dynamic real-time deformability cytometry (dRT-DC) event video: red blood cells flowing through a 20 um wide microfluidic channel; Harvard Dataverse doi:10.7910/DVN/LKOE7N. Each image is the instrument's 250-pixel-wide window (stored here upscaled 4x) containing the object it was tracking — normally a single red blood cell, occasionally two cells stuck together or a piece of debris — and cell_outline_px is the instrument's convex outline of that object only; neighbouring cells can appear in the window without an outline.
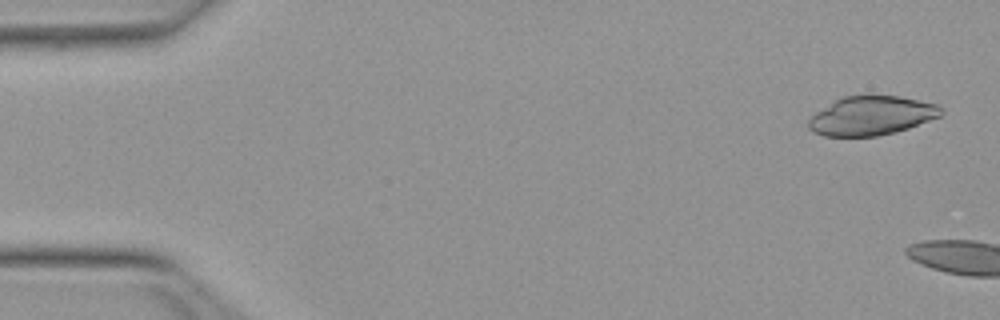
{"species": "Egyptian fruit bat (a non-hibernating species)", "species_latin": "Rousettus aegyptiacus", "temperature_condition": "warm", "stored_images_in_passage": 5, "camera_frame_rate_fps": 3000, "um_per_image_px": 0.085, "animal": {"sex": "female"}, "frame": {"image": 1, "passage_image": 2, "time_ms": 0.333, "image_size_px": [1000, 320], "cell_outline_px": [[944, 112], [940, 116], [908, 128], [896, 132], [876, 136], [824, 136], [812, 132], [808, 128], [808, 120], [816, 112], [836, 100], [844, 96], [900, 96], [940, 104], [944, 108]], "centroid_in_image_um": [74.11, 9.84], "position_along_channel_um": 10.9, "area_um2": 30.11}}